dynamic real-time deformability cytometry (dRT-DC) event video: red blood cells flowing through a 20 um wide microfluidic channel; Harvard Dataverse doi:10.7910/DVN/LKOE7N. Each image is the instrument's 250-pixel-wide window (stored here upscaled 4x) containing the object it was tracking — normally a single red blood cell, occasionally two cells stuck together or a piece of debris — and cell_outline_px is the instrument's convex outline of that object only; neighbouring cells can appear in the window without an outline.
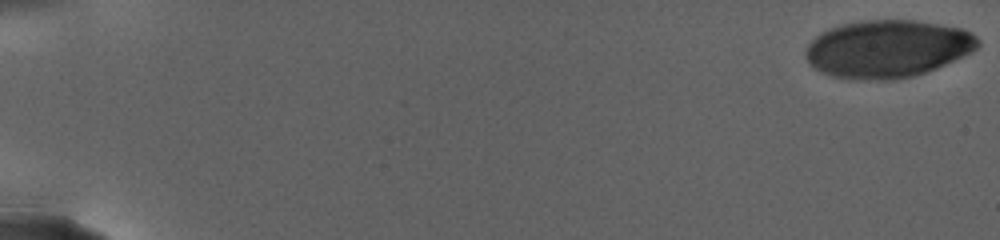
{"species": "human", "species_latin": "Homo sapiens", "temperature_condition": "warm", "stored_images_in_passage": 24, "camera_frame_rate_fps": 3000, "um_per_image_px": 0.085, "donor": {"sex": "female"}, "frame": {"image": 1, "passage_image": 1, "time_ms": 0.0, "image_size_px": [1000, 240], "cell_outline_px": [[980, 44], [976, 48], [936, 68], [912, 76], [892, 80], [880, 80], [832, 76], [816, 68], [808, 60], [804, 52], [808, 44], [820, 32], [828, 28], [844, 24], [864, 20], [916, 20], [960, 28], [972, 32], [980, 40]], "centroid_in_image_um": [75.43, 4.12], "position_along_channel_um": 9.6, "area_um2": 57.05}}